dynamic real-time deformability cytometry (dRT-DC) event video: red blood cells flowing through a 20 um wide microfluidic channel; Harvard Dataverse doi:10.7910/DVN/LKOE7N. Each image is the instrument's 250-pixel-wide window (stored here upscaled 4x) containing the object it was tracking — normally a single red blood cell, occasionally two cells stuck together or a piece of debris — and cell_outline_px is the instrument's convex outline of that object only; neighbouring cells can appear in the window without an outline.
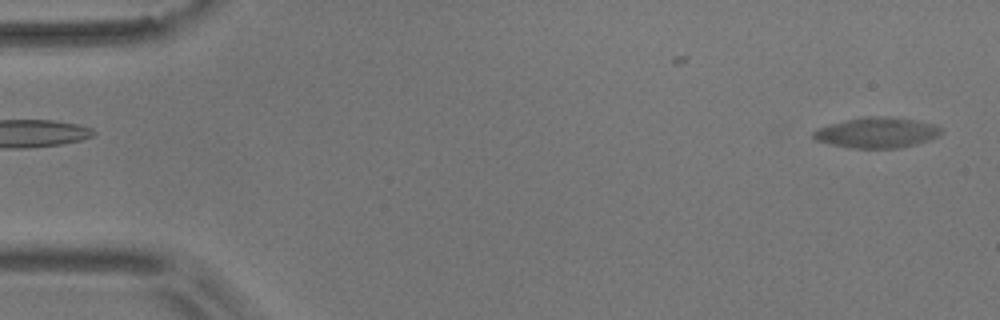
{"species": "common noctule bat (a hibernating species)", "species_latin": "Nyctalus noctula", "temperature_condition": "room temperature", "stored_images_in_passage": 62, "camera_frame_rate_fps": 3000, "um_per_image_px": 0.085, "animal": {"sex": "male", "body_mass_g": 17.9}, "frame": {"image": 1, "passage_image": 2, "time_ms": 0.333, "image_size_px": [1000, 320], "cell_outline_px": [[944, 132], [928, 140], [916, 144], [896, 148], [852, 148], [832, 144], [816, 140], [812, 136], [812, 132], [816, 128], [828, 124], [844, 120], [864, 116], [888, 116], [912, 120], [932, 124], [940, 128]], "centroid_in_image_um": [74.47, 11.26], "position_along_channel_um": 10.5, "area_um2": 22.6}}
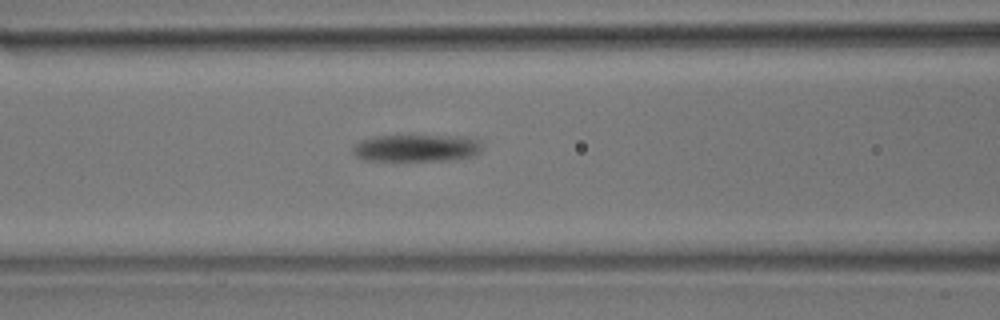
{"frame": {"image": 2, "passage_image": 25, "time_ms": 8.0, "image_size_px": [1000, 320], "cell_outline_px": [[484, 148], [476, 156], [444, 160], [364, 160], [356, 156], [352, 152], [352, 148], [360, 140], [372, 136], [468, 136], [480, 140]], "centroid_in_image_um": [35.45, 12.57], "position_along_channel_um": 131.2, "area_um2": 20.63}}
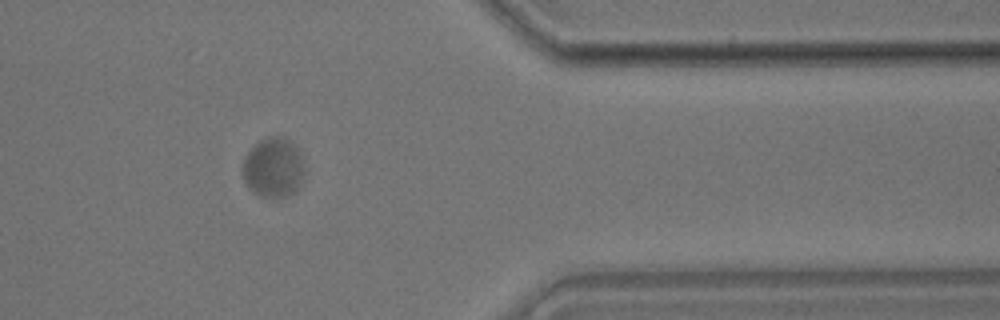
{"frame": {"image": 3, "passage_image": 51, "time_ms": 16.667, "image_size_px": [1000, 320], "cell_outline_px": [[304, 172], [300, 184], [292, 192], [276, 200], [260, 196], [252, 192], [248, 188], [244, 180], [244, 156], [260, 140], [272, 136], [280, 136], [288, 140], [300, 152], [304, 160]], "centroid_in_image_um": [23.24, 14.27], "position_along_channel_um": 388.2, "area_um2": 21.5}, "authors_computed_cell_mechanics": {"area_um2": 21.964, "velocity_mm_per_s": 3.1992, "shape_relaxation_time_tau1_ms": 5.4514, "shape_relaxation_time_tau2_ms": null, "deformation_change_tau1": 0.19, "deformation_change_tau2": null}}